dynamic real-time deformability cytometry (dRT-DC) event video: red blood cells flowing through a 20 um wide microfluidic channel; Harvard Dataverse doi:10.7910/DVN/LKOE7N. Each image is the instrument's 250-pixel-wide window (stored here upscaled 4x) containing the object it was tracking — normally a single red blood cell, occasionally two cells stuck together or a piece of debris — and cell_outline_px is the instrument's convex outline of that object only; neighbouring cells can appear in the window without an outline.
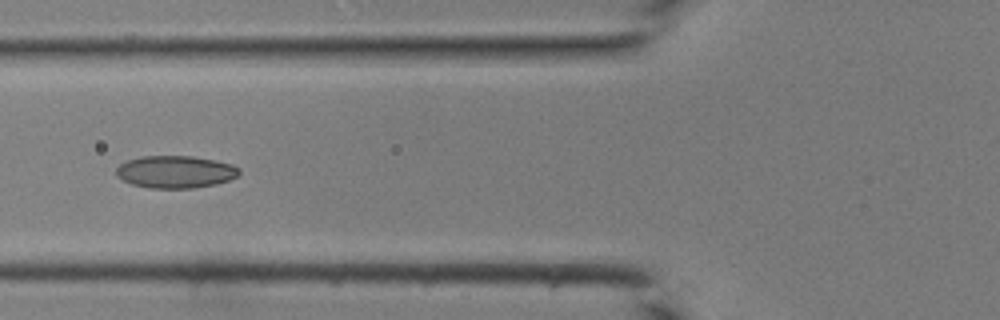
{"species": "common noctule bat (a hibernating species)", "species_latin": "Nyctalus noctula", "temperature_condition": "room temperature", "stored_images_in_passage": 36, "camera_frame_rate_fps": 3000, "um_per_image_px": 0.085, "animal": {"sex": "male", "body_mass_g": 19.0, "forearm_length_mm": 50.8}, "frame": {"image": 1, "passage_image": 10, "time_ms": 3.0, "image_size_px": [1000, 320], "cell_outline_px": [[240, 172], [236, 176], [228, 180], [216, 184], [192, 188], [148, 188], [132, 184], [116, 176], [116, 168], [120, 164], [128, 160], [140, 156], [192, 156], [216, 160], [232, 164], [240, 168]], "centroid_in_image_um": [14.91, 14.6], "position_along_channel_um": 110.9, "area_um2": 23.24}}
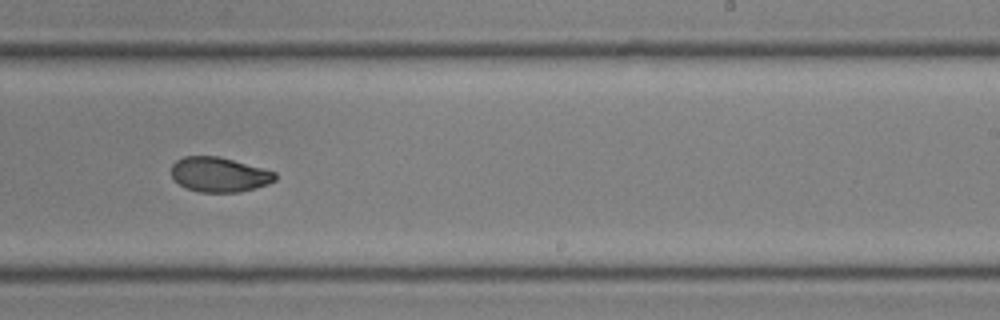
{"frame": {"image": 2, "passage_image": 20, "time_ms": 6.333, "image_size_px": [1000, 320], "cell_outline_px": [[276, 180], [268, 184], [256, 188], [240, 192], [200, 192], [184, 188], [172, 176], [172, 164], [176, 160], [184, 156], [216, 156], [232, 160], [276, 172]], "centroid_in_image_um": [18.63, 14.85], "position_along_channel_um": 270.4, "area_um2": 20.92}}
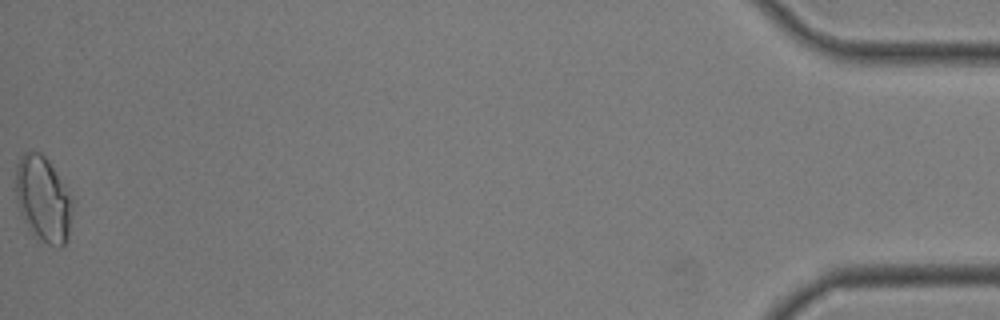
{"frame": {"image": 3, "passage_image": 36, "time_ms": 11.667, "image_size_px": [1000, 320], "cell_outline_px": [[72, 204], [68, 240], [60, 248], [56, 248], [48, 244], [32, 228], [20, 212], [16, 196], [16, 164], [20, 156], [24, 152], [40, 152], [48, 160], [64, 184], [72, 200]], "centroid_in_image_um": [3.68, 16.88], "position_along_channel_um": 431.5, "area_um2": 27.51}}